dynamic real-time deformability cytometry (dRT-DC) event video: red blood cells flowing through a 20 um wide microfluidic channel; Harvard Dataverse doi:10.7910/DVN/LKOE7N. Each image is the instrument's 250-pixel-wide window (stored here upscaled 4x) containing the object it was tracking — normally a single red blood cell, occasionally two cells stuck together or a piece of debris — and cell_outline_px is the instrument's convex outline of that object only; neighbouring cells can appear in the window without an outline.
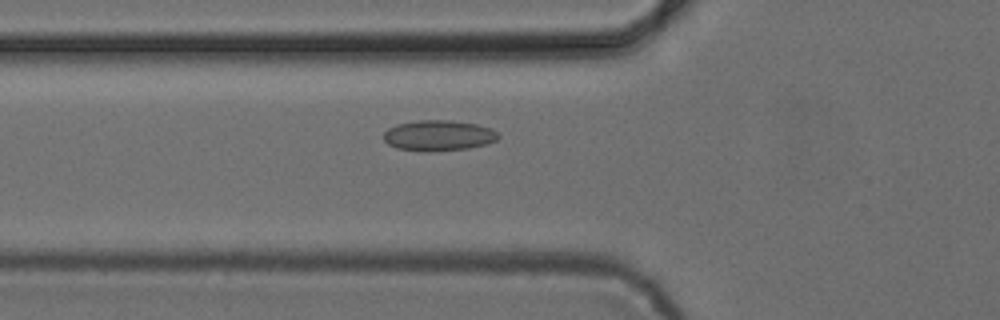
{"species": "common noctule bat (a hibernating species)", "species_latin": "Nyctalus noctula", "temperature_condition": "cold", "stored_images_in_passage": 37, "camera_frame_rate_fps": 3000, "um_per_image_px": 0.085, "animal": {"sex": "female", "body_mass_g": 24.6, "forearm_length_mm": 56.2}, "frame": {"image": 1, "passage_image": 3, "time_ms": 0.667, "image_size_px": [1000, 320], "cell_outline_px": [[500, 136], [496, 140], [488, 144], [468, 148], [428, 152], [424, 152], [396, 148], [388, 144], [384, 140], [384, 132], [388, 128], [396, 124], [420, 120], [452, 120], [476, 124], [492, 128]], "centroid_in_image_um": [37.27, 11.52], "position_along_channel_um": 88.5, "area_um2": 20.63}}
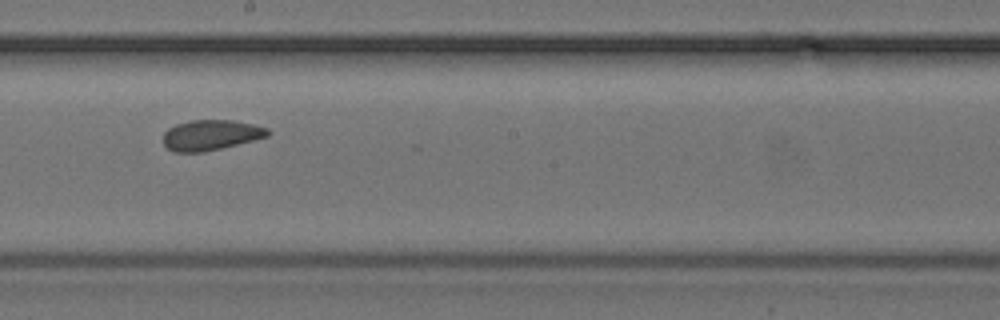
{"frame": {"image": 2, "passage_image": 14, "time_ms": 4.333, "image_size_px": [1000, 320], "cell_outline_px": [[272, 132], [268, 136], [204, 152], [172, 152], [164, 144], [164, 132], [168, 128], [176, 124], [192, 120], [232, 120], [252, 124], [268, 128]], "centroid_in_image_um": [17.91, 11.47], "position_along_channel_um": 230.3, "area_um2": 18.38}}
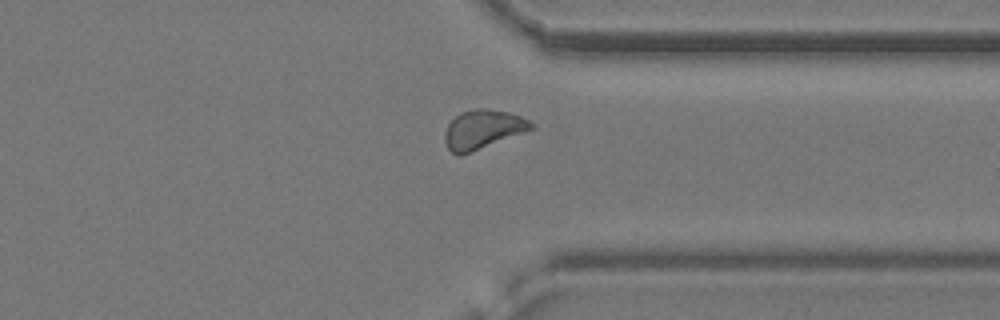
{"frame": {"image": 3, "passage_image": 25, "time_ms": 8.0, "image_size_px": [1000, 320], "cell_outline_px": [[536, 128], [460, 156], [456, 156], [448, 148], [444, 140], [444, 132], [448, 124], [460, 112], [476, 108], [484, 108], [508, 112], [520, 116], [536, 124]], "centroid_in_image_um": [41.04, 11.0], "position_along_channel_um": 370.4, "area_um2": 19.71}, "authors_computed_cell_mechanics": {"area_um2": 18.8428, "velocity_mm_per_s": 3.8566, "shape_relaxation_time_tau1_ms": 1.7515, "shape_relaxation_time_tau2_ms": 2.8435, "deformation_change_tau1": 0.0409, "deformation_change_tau2": 0.0778}}